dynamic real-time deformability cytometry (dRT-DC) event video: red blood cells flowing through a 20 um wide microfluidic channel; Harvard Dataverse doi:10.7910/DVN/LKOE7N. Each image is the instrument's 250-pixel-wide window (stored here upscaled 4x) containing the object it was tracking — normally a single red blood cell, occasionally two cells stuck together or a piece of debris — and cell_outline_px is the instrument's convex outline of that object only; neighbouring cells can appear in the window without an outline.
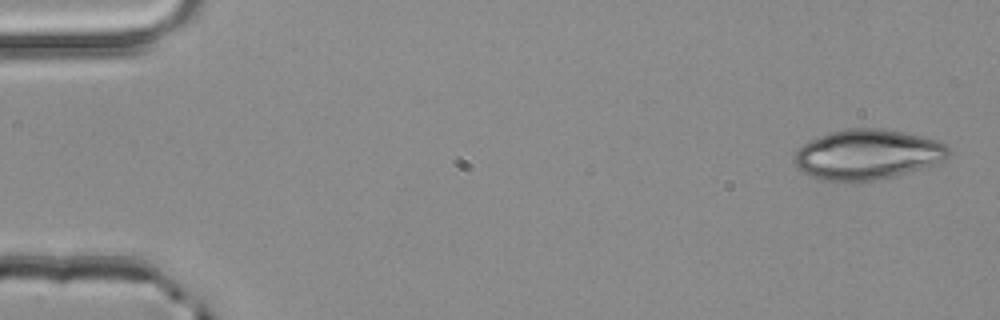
{"species": "common noctule bat (a hibernating species)", "species_latin": "Nyctalus noctula", "temperature_condition": "room temperature", "stored_images_in_passage": 13, "camera_frame_rate_fps": 3000, "um_per_image_px": 0.085, "animal": {"sex": "male", "body_mass_g": 20.4}, "frame": {"image": 1, "passage_image": 1, "time_ms": 0.0, "image_size_px": [1000, 320], "cell_outline_px": [[948, 156], [944, 160], [920, 168], [892, 176], [872, 180], [820, 180], [808, 176], [796, 168], [792, 156], [808, 140], [832, 132], [848, 128], [876, 128], [900, 132], [920, 136], [936, 140], [944, 144], [948, 148]], "centroid_in_image_um": [73.65, 13.13], "position_along_channel_um": 11.3, "area_um2": 44.27}}